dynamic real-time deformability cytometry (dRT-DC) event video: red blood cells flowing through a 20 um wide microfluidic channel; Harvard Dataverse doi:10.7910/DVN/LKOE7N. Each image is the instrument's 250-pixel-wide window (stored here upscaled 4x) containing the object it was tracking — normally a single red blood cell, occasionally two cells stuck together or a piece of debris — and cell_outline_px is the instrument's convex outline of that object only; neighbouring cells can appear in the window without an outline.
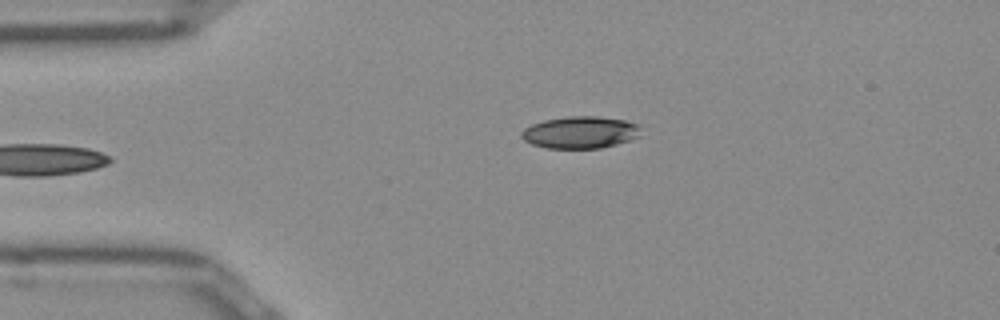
{"species": "Egyptian fruit bat (a non-hibernating species)", "species_latin": "Rousettus aegyptiacus", "temperature_condition": "room temperature", "stored_images_in_passage": 36, "camera_frame_rate_fps": 3000, "um_per_image_px": 0.085, "frame": {"image": 1, "passage_image": 1, "time_ms": 0.0, "image_size_px": [1000, 320], "cell_outline_px": [[640, 136], [616, 144], [600, 148], [548, 148], [532, 144], [524, 140], [520, 136], [520, 132], [524, 128], [532, 124], [544, 120], [568, 116], [596, 116], [624, 120], [640, 124]], "centroid_in_image_um": [49.31, 11.24], "position_along_channel_um": 35.7, "area_um2": 22.31}}
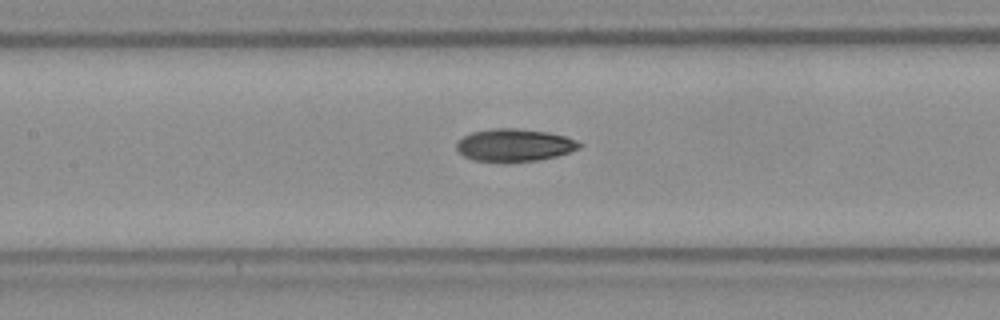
{"frame": {"image": 2, "passage_image": 13, "time_ms": 4.0, "image_size_px": [1000, 320], "cell_outline_px": [[584, 144], [580, 148], [556, 156], [536, 160], [472, 160], [464, 156], [456, 148], [456, 144], [464, 136], [472, 132], [492, 128], [516, 128], [548, 132], [564, 136], [576, 140]], "centroid_in_image_um": [43.74, 12.3], "position_along_channel_um": 163.7, "area_um2": 22.77}}
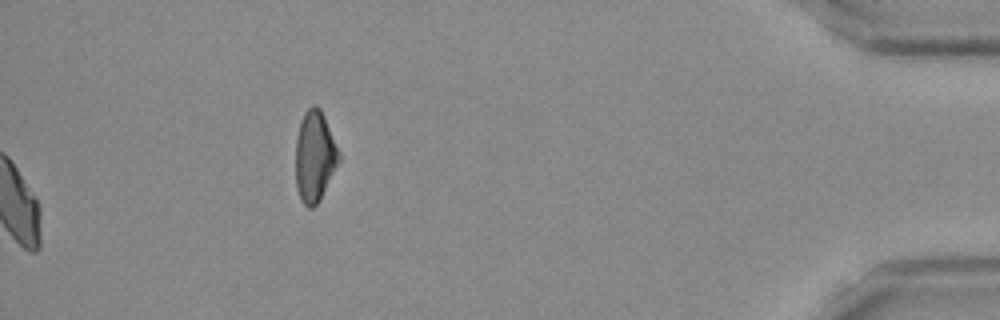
{"frame": {"image": 3, "passage_image": 36, "time_ms": 11.667, "image_size_px": [1000, 320], "cell_outline_px": [[340, 160], [320, 200], [312, 208], [308, 208], [304, 204], [296, 188], [296, 136], [304, 112], [312, 104], [316, 104], [320, 108], [324, 116], [340, 152]], "centroid_in_image_um": [26.75, 13.28], "position_along_channel_um": 408.4, "area_um2": 22.89}, "authors_computed_cell_mechanics": {"area_um2": 23.409, "velocity_mm_per_s": 3.9745, "shape_relaxation_time_tau1_ms": 4.5741, "shape_relaxation_time_tau2_ms": 3.3813, "deformation_change_tau1": 0.1433, "deformation_change_tau2": 0.1026}}